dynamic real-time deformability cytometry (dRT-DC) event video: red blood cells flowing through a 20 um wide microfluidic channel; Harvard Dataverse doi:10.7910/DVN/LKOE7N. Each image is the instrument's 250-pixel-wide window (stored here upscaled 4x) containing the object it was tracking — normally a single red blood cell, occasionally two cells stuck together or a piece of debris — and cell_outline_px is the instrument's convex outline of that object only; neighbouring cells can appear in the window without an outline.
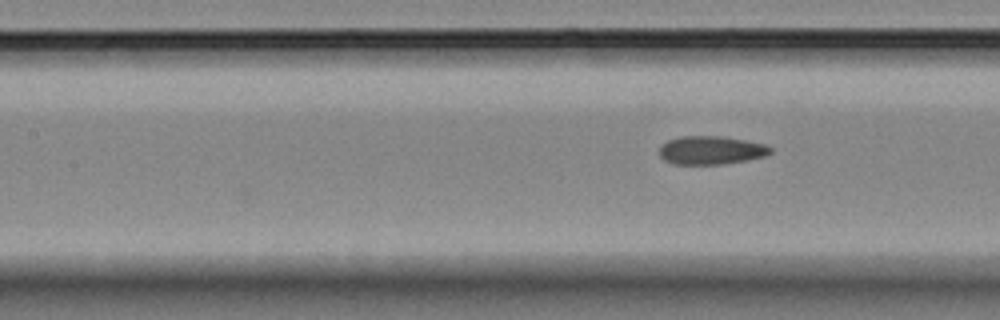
{"species": "Egyptian fruit bat (a non-hibernating species)", "species_latin": "Rousettus aegyptiacus", "temperature_condition": "room temperature", "stored_images_in_passage": 13, "camera_frame_rate_fps": 3000, "um_per_image_px": 0.085, "animal": {"sex": "female"}, "frame": {"image": 1, "passage_image": 4, "time_ms": 3.667, "image_size_px": [1000, 320], "cell_outline_px": [[772, 152], [764, 156], [748, 160], [724, 164], [672, 164], [664, 160], [660, 156], [660, 148], [668, 140], [680, 136], [724, 136], [764, 144], [772, 148]], "centroid_in_image_um": [60.44, 12.77], "position_along_channel_um": 147.0, "area_um2": 18.38}}
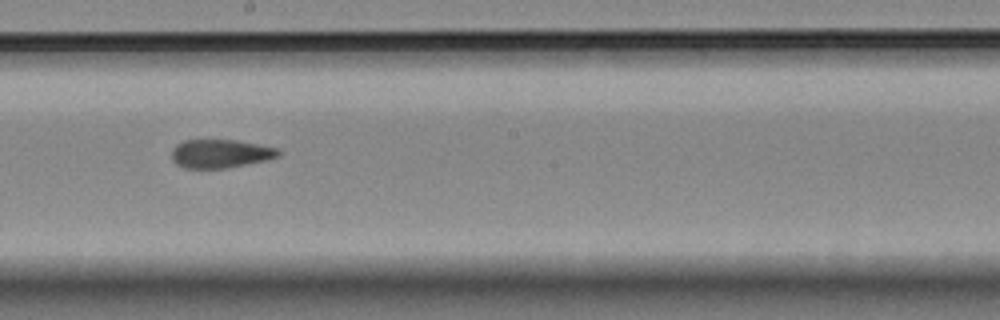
{"frame": {"image": 2, "passage_image": 6, "time_ms": 6.0, "image_size_px": [1000, 320], "cell_outline_px": [[280, 156], [268, 160], [228, 168], [184, 168], [176, 164], [172, 160], [172, 148], [176, 144], [184, 140], [236, 140], [280, 148]], "centroid_in_image_um": [18.76, 13.06], "position_along_channel_um": 229.4, "area_um2": 17.98}}
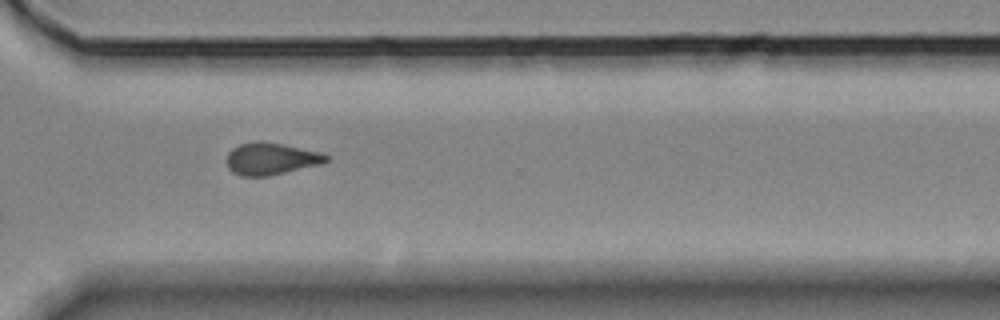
{"frame": {"image": 3, "passage_image": 9, "time_ms": 9.333, "image_size_px": [1000, 320], "cell_outline_px": [[328, 160], [320, 164], [268, 176], [240, 176], [232, 172], [228, 168], [228, 152], [232, 148], [240, 144], [256, 140], [260, 140], [284, 144], [320, 152], [328, 156]], "centroid_in_image_um": [23.01, 13.48], "position_along_channel_um": 347.6, "area_um2": 18.55}}